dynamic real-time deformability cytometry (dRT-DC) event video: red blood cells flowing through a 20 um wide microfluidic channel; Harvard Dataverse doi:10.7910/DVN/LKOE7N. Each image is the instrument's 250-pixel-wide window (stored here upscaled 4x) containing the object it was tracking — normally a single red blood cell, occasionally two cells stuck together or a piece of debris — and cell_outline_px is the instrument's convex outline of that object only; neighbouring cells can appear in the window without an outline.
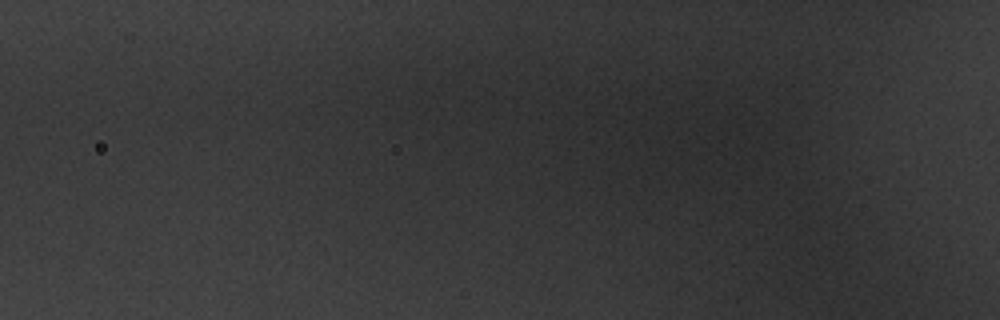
{"species": "common noctule bat (a hibernating species)", "species_latin": "Nyctalus noctula", "temperature_condition": "warm", "stored_images_in_passage": 2, "segment_of_instrument_passage": [2, 2], "camera_frame_rate_fps": 3000, "um_per_image_px": 0.085, "animal": {"sex": "male", "body_mass_g": 20.1, "forearm_length_mm": 53.5}, "frame": {"image": 1, "passage_image": 2, "time_ms": 0.333, "image_size_px": [1000, 320], "cell_outline_px": [[916, 284], [908, 296], [904, 300], [896, 300], [876, 296], [832, 260], [828, 224], [832, 216], [848, 212], [916, 272]], "centroid_in_image_um": [73.88, 22.03], "position_along_channel_um": 51.9, "area_um2": 31.15}}